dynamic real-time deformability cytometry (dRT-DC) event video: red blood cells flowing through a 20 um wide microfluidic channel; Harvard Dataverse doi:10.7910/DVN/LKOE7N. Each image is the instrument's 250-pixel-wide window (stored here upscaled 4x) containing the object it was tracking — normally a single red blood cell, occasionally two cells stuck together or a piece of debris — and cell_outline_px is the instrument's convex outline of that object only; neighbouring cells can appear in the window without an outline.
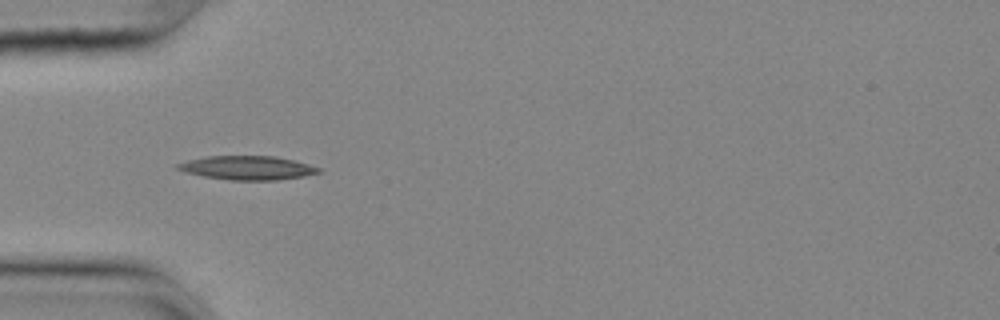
{"species": "common noctule bat (a hibernating species)", "species_latin": "Nyctalus noctula", "temperature_condition": "cold", "stored_images_in_passage": 12, "camera_frame_rate_fps": 3000, "um_per_image_px": 0.085, "animal": {"sex": "female", "body_mass_g": 25.1}, "frame": {"image": 1, "passage_image": 6, "time_ms": 1.667, "image_size_px": [1000, 320], "cell_outline_px": [[320, 172], [304, 176], [276, 180], [228, 180], [204, 176], [184, 172], [176, 168], [176, 164], [188, 160], [208, 156], [276, 156], [308, 164], [320, 168]], "centroid_in_image_um": [21.0, 14.26], "position_along_channel_um": 64.0, "area_um2": 19.48}}